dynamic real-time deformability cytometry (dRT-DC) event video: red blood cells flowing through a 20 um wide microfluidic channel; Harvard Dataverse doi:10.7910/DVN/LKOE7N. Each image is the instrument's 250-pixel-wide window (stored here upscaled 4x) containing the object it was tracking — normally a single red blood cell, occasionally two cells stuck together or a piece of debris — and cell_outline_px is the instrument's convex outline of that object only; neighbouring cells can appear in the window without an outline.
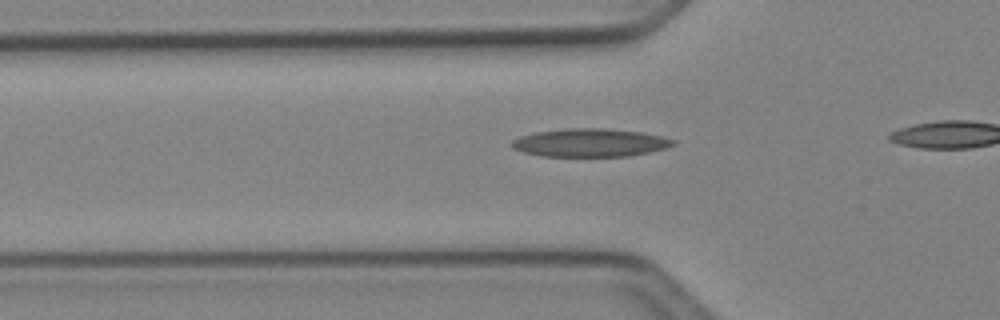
{"species": "Egyptian fruit bat (a non-hibernating species)", "species_latin": "Rousettus aegyptiacus", "temperature_condition": "cold", "stored_images_in_passage": 12, "camera_frame_rate_fps": 3000, "um_per_image_px": 0.085, "animal": {"sex": "female"}, "frame": {"image": 1, "passage_image": 4, "time_ms": 1.0, "image_size_px": [1000, 320], "cell_outline_px": [[676, 144], [664, 148], [648, 152], [628, 156], [540, 156], [524, 152], [512, 148], [512, 140], [520, 136], [536, 132], [564, 128], [604, 128], [640, 132], [660, 136], [676, 140]], "centroid_in_image_um": [50.13, 12.12], "position_along_channel_um": 75.7, "area_um2": 26.36}}
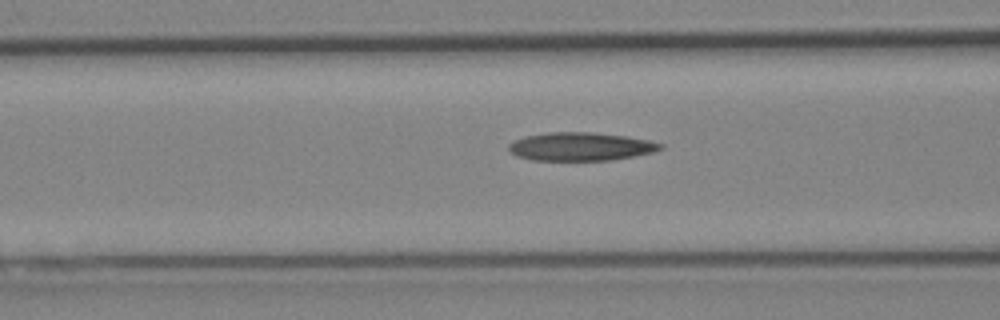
{"frame": {"image": 2, "passage_image": 7, "time_ms": 2.0, "image_size_px": [1000, 320], "cell_outline_px": [[664, 148], [652, 152], [612, 160], [532, 160], [516, 156], [508, 148], [508, 144], [524, 136], [548, 132], [588, 132], [624, 136], [648, 140], [664, 144]], "centroid_in_image_um": [49.34, 12.46], "position_along_channel_um": 117.3, "area_um2": 24.85}}
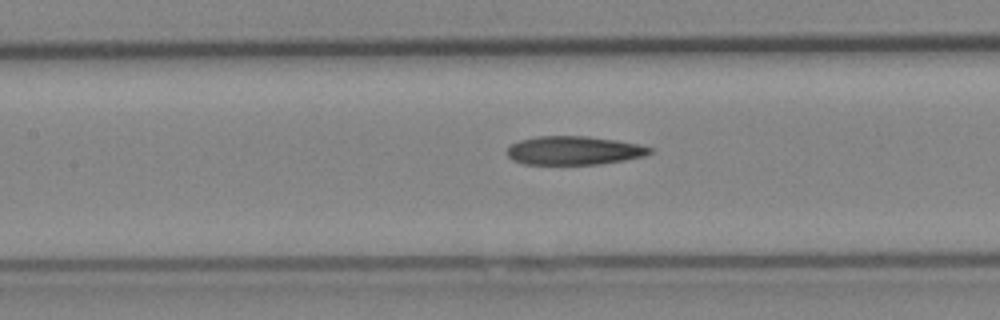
{"frame": {"image": 3, "passage_image": 10, "time_ms": 3.0, "image_size_px": [1000, 320], "cell_outline_px": [[652, 152], [644, 156], [624, 160], [600, 164], [524, 164], [512, 160], [508, 156], [508, 148], [512, 144], [520, 140], [536, 136], [584, 136], [616, 140], [640, 144], [652, 148]], "centroid_in_image_um": [48.79, 12.79], "position_along_channel_um": 158.6, "area_um2": 23.76}}